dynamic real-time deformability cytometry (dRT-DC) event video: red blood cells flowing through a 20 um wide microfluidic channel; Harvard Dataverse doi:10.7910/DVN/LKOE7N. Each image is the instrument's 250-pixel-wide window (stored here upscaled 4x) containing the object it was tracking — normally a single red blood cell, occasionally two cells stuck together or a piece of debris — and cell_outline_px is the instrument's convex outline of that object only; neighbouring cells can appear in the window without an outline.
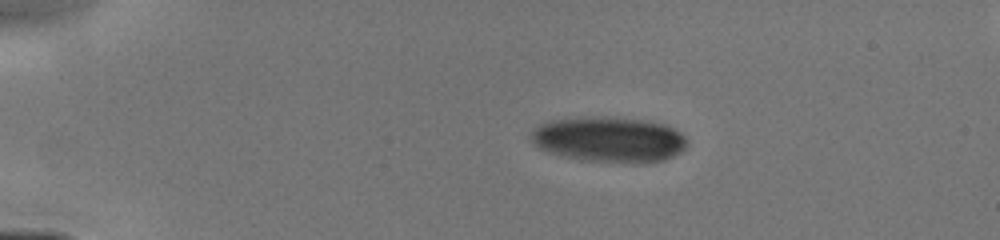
{"species": "human", "species_latin": "Homo sapiens", "temperature_condition": "cold", "stored_images_in_passage": 6, "camera_frame_rate_fps": 3000, "um_per_image_px": 0.085, "donor": {"sex": "male"}, "frame": {"image": 1, "passage_image": 2, "time_ms": 0.667, "image_size_px": [1000, 240], "cell_outline_px": [[688, 144], [680, 152], [664, 160], [588, 160], [568, 156], [552, 152], [540, 148], [532, 140], [532, 132], [540, 124], [552, 120], [580, 116], [604, 116], [640, 120], [664, 124], [680, 132], [688, 140]], "centroid_in_image_um": [51.78, 11.79], "position_along_channel_um": 33.2, "area_um2": 39.94}}